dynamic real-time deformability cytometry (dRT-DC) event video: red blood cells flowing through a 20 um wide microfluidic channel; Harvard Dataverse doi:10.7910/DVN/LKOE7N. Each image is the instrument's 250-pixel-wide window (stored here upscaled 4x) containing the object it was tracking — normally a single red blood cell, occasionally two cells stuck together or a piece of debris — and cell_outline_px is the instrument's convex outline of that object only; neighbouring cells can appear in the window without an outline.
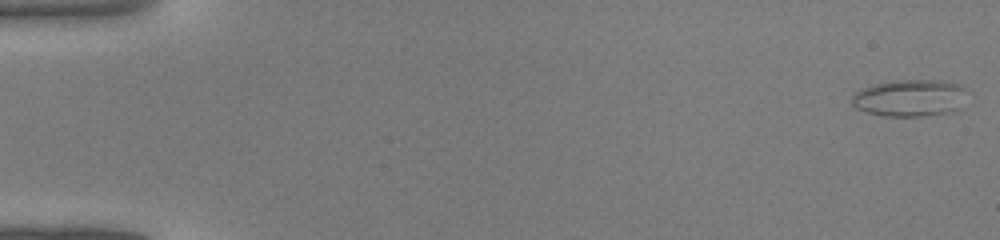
{"species": "common noctule bat (a hibernating species)", "species_latin": "Nyctalus noctula", "temperature_condition": "warm", "stored_images_in_passage": 44, "camera_frame_rate_fps": 3000, "um_per_image_px": 0.085, "animal": {"sex": "male", "body_mass_g": 19.0, "forearm_length_mm": 50.8}, "frame": {"image": 1, "passage_image": 1, "time_ms": 0.0, "image_size_px": [1000, 240], "cell_outline_px": [[972, 92], [960, 108], [956, 112], [924, 116], [884, 116], [868, 112], [856, 108], [852, 104], [852, 96], [856, 92], [872, 84], [892, 80], [940, 80], [960, 84], [968, 88]], "centroid_in_image_um": [77.47, 8.32], "position_along_channel_um": 7.5, "area_um2": 25.61}}
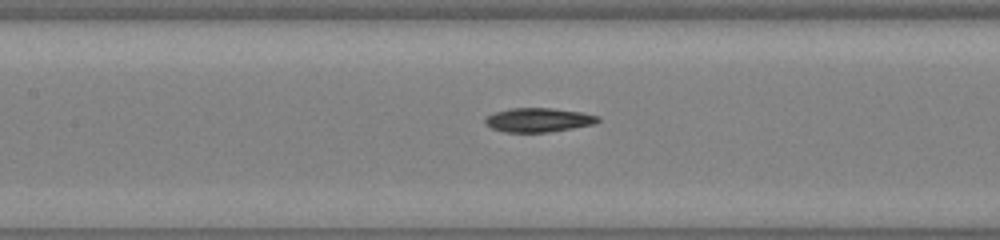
{"frame": {"image": 2, "passage_image": 21, "time_ms": 6.667, "image_size_px": [1000, 240], "cell_outline_px": [[600, 120], [596, 124], [548, 132], [504, 132], [492, 128], [484, 124], [484, 120], [488, 116], [496, 112], [512, 108], [552, 108], [580, 112], [600, 116]], "centroid_in_image_um": [45.78, 10.2], "position_along_channel_um": 161.6, "area_um2": 15.78}}
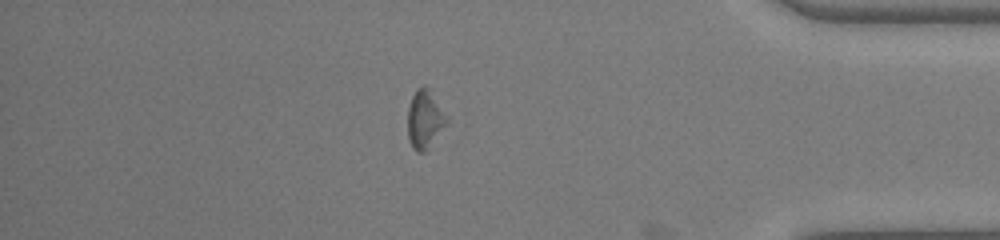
{"frame": {"image": 3, "passage_image": 38, "time_ms": 12.333, "image_size_px": [1000, 240], "cell_outline_px": [[448, 124], [424, 152], [416, 152], [412, 148], [408, 140], [408, 108], [412, 96], [416, 88], [424, 84], [428, 88], [448, 116]], "centroid_in_image_um": [36.11, 10.14], "position_along_channel_um": 399.1, "area_um2": 13.41}}